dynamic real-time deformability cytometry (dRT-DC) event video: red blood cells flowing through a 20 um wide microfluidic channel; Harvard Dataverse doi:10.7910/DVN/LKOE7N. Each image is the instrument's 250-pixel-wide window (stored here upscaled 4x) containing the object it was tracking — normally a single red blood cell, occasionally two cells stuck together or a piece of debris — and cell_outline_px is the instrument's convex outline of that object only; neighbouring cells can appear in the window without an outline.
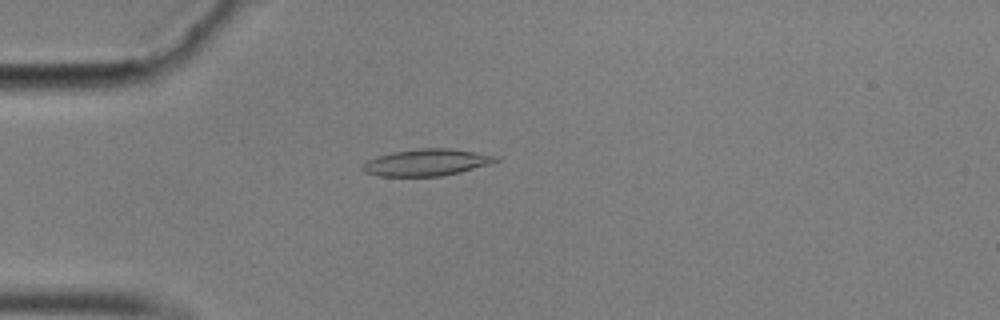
{"species": "common noctule bat (a hibernating species)", "species_latin": "Nyctalus noctula", "temperature_condition": "cold", "stored_images_in_passage": 45, "camera_frame_rate_fps": 3000, "um_per_image_px": 0.085, "animal": {"sex": "male", "body_mass_g": 17.9}, "frame": {"image": 1, "passage_image": 3, "time_ms": 0.667, "image_size_px": [1000, 320], "cell_outline_px": [[500, 160], [488, 164], [460, 172], [440, 176], [380, 176], [364, 172], [360, 168], [368, 160], [376, 156], [392, 152], [424, 148], [448, 148], [500, 156]], "centroid_in_image_um": [36.25, 13.8], "position_along_channel_um": 48.8, "area_um2": 20.63}}
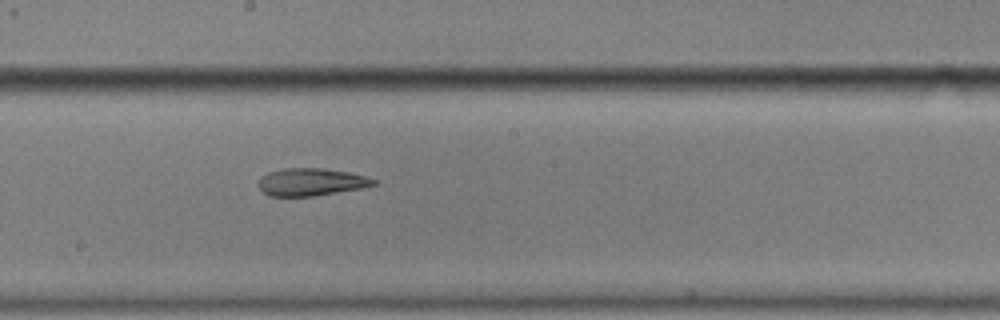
{"frame": {"image": 2, "passage_image": 19, "time_ms": 6.0, "image_size_px": [1000, 320], "cell_outline_px": [[380, 184], [360, 188], [312, 196], [268, 196], [256, 184], [260, 176], [268, 172], [284, 168], [324, 168], [348, 172], [368, 176], [376, 180]], "centroid_in_image_um": [26.43, 15.46], "position_along_channel_um": 221.8, "area_um2": 18.61}}
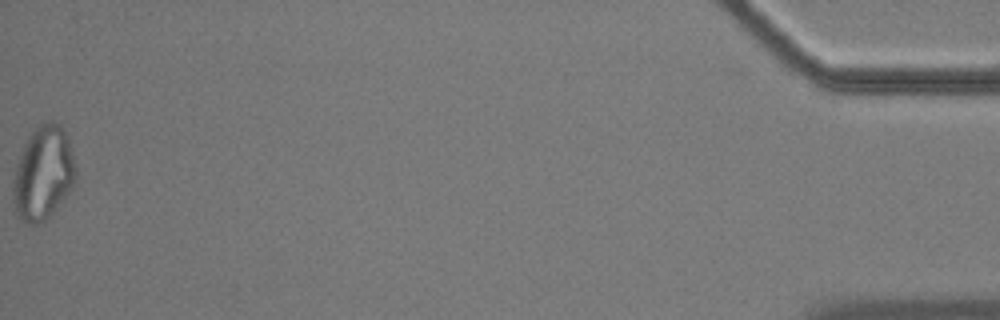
{"frame": {"image": 3, "passage_image": 45, "time_ms": 14.667, "image_size_px": [1000, 320], "cell_outline_px": [[76, 180], [68, 192], [52, 212], [40, 224], [28, 224], [16, 212], [12, 200], [12, 180], [16, 164], [24, 144], [28, 136], [40, 124], [48, 120], [52, 120], [60, 124], [68, 140], [72, 152], [76, 168]], "centroid_in_image_um": [3.65, 14.7], "position_along_channel_um": 431.6, "area_um2": 34.04}, "authors_computed_cell_mechanics": {"area_um2": 20.3456, "velocity_mm_per_s": 3.5114, "shape_relaxation_time_tau1_ms": null, "shape_relaxation_time_tau2_ms": 2.4819, "deformation_change_tau1": null, "deformation_change_tau2": 0.0983}}